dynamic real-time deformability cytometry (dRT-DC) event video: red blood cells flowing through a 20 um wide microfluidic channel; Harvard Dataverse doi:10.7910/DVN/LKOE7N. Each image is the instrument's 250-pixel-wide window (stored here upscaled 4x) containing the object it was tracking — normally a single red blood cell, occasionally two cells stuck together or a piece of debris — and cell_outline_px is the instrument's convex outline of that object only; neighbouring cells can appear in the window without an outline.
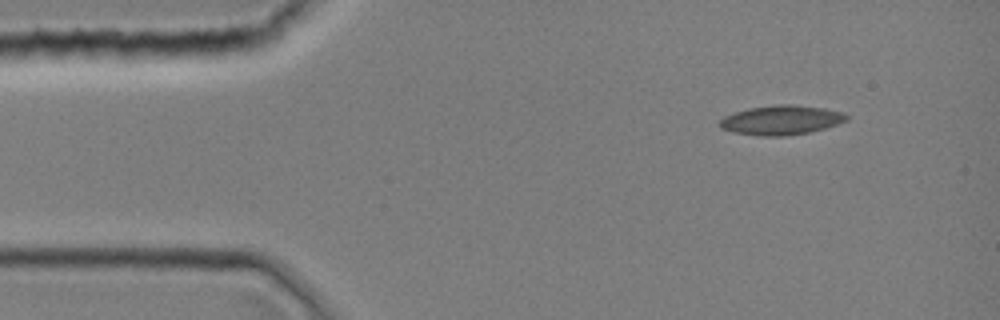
{"species": "common noctule bat (a hibernating species)", "species_latin": "Nyctalus noctula", "temperature_condition": "room temperature", "stored_images_in_passage": 1, "camera_frame_rate_fps": 3000, "um_per_image_px": 0.085, "animal": {"sex": "female", "body_mass_g": 19.0, "forearm_length_mm": 51.5}, "frame": {"image": 1, "passage_image": 1, "time_ms": 0.0, "image_size_px": [1000, 320], "cell_outline_px": [[848, 120], [824, 128], [808, 132], [784, 136], [760, 136], [732, 132], [720, 128], [716, 124], [724, 116], [748, 108], [776, 104], [792, 104], [824, 108], [844, 112], [848, 116]], "centroid_in_image_um": [66.37, 10.2], "position_along_channel_um": 18.6, "area_um2": 21.85}}